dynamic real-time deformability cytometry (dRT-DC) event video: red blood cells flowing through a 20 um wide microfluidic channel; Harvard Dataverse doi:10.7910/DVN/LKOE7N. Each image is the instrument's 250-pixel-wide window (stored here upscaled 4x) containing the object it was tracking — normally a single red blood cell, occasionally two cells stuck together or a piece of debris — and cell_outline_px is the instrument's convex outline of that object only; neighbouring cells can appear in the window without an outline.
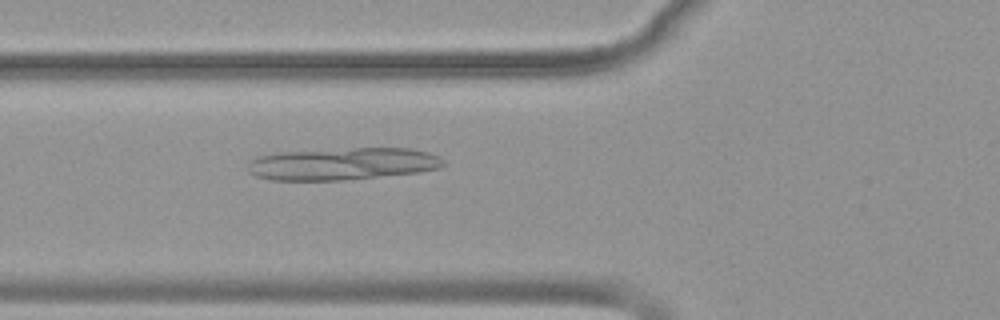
{"species": "common noctule bat (a hibernating species)", "species_latin": "Nyctalus noctula", "temperature_condition": "warm", "stored_images_in_passage": 54, "camera_frame_rate_fps": 3000, "um_per_image_px": 0.085, "animal": {"sex": "female", "body_mass_g": 19.9}, "frame": {"image": 1, "passage_image": 21, "time_ms": 6.667, "image_size_px": [1000, 320], "cell_outline_px": [[448, 164], [440, 168], [420, 172], [340, 180], [272, 180], [256, 176], [248, 172], [248, 164], [256, 156], [276, 152], [356, 148], [412, 148], [428, 152], [440, 156]], "centroid_in_image_um": [29.15, 13.92], "position_along_channel_um": 96.6, "area_um2": 36.93}}
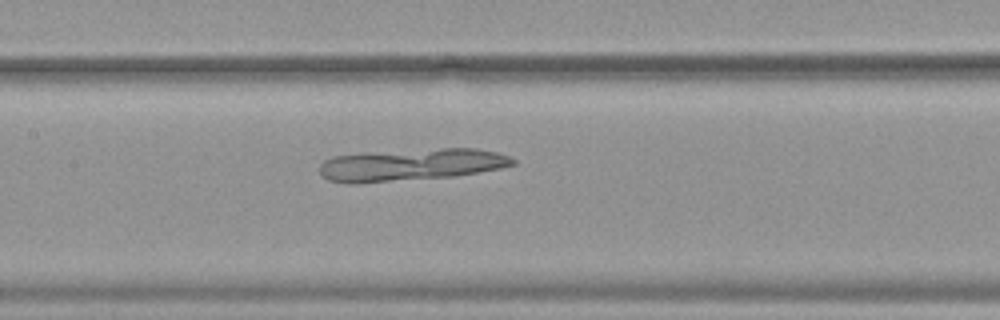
{"frame": {"image": 2, "passage_image": 27, "time_ms": 8.667, "image_size_px": [1000, 320], "cell_outline_px": [[516, 164], [500, 168], [452, 176], [356, 184], [348, 184], [328, 180], [320, 176], [320, 164], [324, 160], [336, 156], [364, 152], [440, 148], [476, 148], [496, 152], [508, 156], [516, 160]], "centroid_in_image_um": [34.88, 14.0], "position_along_channel_um": 172.5, "area_um2": 36.36}}
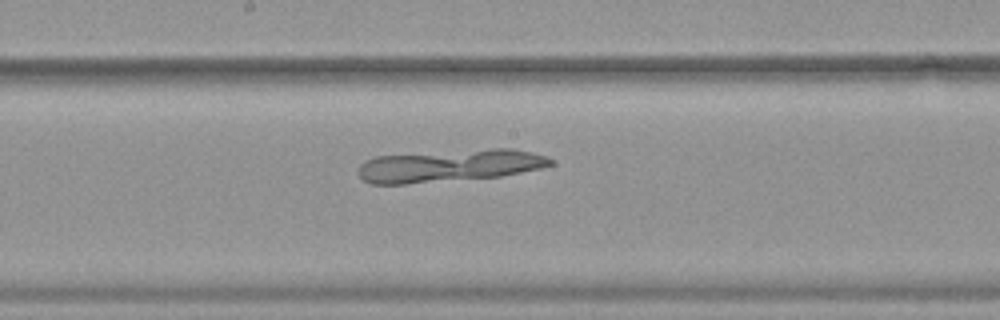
{"frame": {"image": 3, "passage_image": 30, "time_ms": 9.667, "image_size_px": [1000, 320], "cell_outline_px": [[556, 164], [540, 168], [500, 176], [404, 184], [372, 184], [364, 180], [360, 176], [360, 164], [364, 160], [376, 156], [492, 148], [512, 148], [532, 152], [548, 156]], "centroid_in_image_um": [38.24, 14.07], "position_along_channel_um": 210.0, "area_um2": 36.07}}